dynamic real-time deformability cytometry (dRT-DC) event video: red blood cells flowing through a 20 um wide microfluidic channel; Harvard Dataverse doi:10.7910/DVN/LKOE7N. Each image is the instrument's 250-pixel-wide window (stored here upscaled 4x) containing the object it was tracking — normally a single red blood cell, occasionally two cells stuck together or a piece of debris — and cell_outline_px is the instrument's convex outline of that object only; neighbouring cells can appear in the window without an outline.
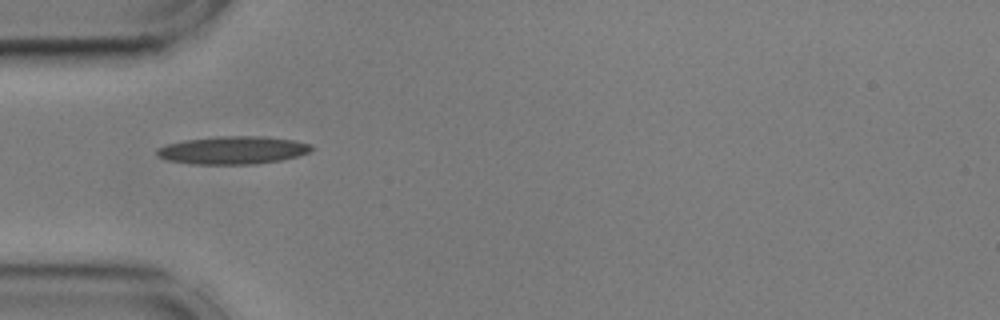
{"species": "common noctule bat (a hibernating species)", "species_latin": "Nyctalus noctula", "temperature_condition": "cold", "stored_images_in_passage": 15, "camera_frame_rate_fps": 3000, "um_per_image_px": 0.085, "animal": {"sex": "male", "body_mass_g": 17.9, "forearm_length_mm": 54.2}, "frame": {"image": 1, "passage_image": 1, "time_ms": 0.0, "image_size_px": [1000, 320], "cell_outline_px": [[316, 148], [300, 156], [280, 160], [256, 164], [192, 164], [168, 160], [156, 156], [156, 148], [168, 144], [184, 140], [216, 136], [264, 136], [296, 140], [312, 144]], "centroid_in_image_um": [19.83, 12.76], "position_along_channel_um": 65.2, "area_um2": 25.43}}